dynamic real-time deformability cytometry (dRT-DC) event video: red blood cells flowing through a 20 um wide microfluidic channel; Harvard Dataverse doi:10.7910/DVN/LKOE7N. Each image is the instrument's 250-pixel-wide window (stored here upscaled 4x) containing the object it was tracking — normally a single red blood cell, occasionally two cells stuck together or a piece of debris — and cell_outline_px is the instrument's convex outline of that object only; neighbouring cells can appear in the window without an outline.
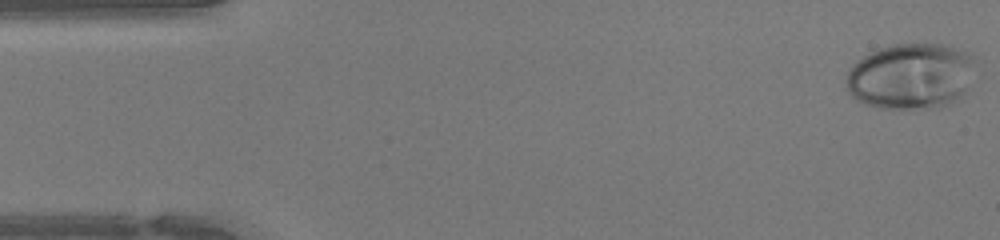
{"species": "human", "species_latin": "Homo sapiens", "temperature_condition": "warm", "stored_images_in_passage": 47, "camera_frame_rate_fps": 3000, "um_per_image_px": 0.085, "donor": {"sex": "female"}, "frame": {"image": 1, "passage_image": 1, "time_ms": 0.0, "image_size_px": [1000, 240], "cell_outline_px": [[976, 60], [964, 92], [952, 104], [940, 108], [880, 108], [864, 104], [856, 100], [848, 92], [848, 72], [852, 64], [864, 56], [880, 48], [892, 44], [944, 44], [968, 52], [976, 56]], "centroid_in_image_um": [77.44, 6.48], "position_along_channel_um": 7.6, "area_um2": 49.65}}
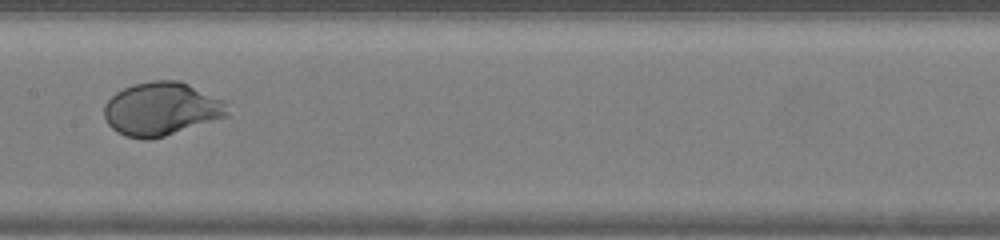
{"frame": {"image": 2, "passage_image": 23, "time_ms": 7.333, "image_size_px": [1000, 240], "cell_outline_px": [[228, 116], [164, 136], [148, 140], [144, 140], [124, 136], [116, 132], [108, 124], [104, 116], [104, 104], [116, 92], [132, 84], [152, 80], [180, 80], [224, 100], [228, 104]], "centroid_in_image_um": [13.71, 9.26], "position_along_channel_um": 193.7, "area_um2": 38.55}}
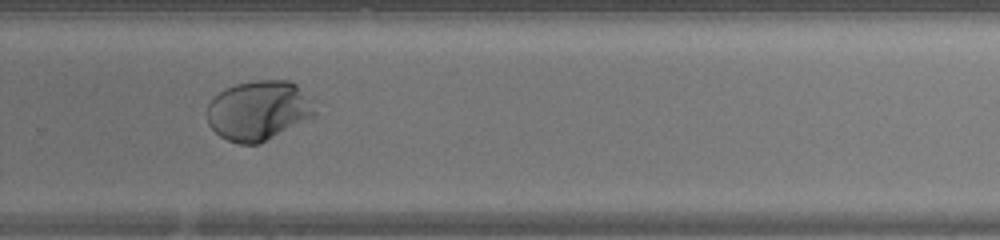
{"frame": {"image": 3, "passage_image": 31, "time_ms": 10.0, "image_size_px": [1000, 240], "cell_outline_px": [[316, 116], [260, 144], [240, 144], [228, 140], [220, 136], [208, 124], [208, 104], [220, 92], [236, 84], [252, 80], [288, 80], [296, 84], [316, 112]], "centroid_in_image_um": [21.96, 9.41], "position_along_channel_um": 307.8, "area_um2": 37.11}, "authors_computed_cell_mechanics": {"area_um2": 40.0554, "velocity_mm_per_s": 4.3023, "shape_relaxation_time_tau1_ms": 3.1679, "shape_relaxation_time_tau2_ms": null, "deformation_change_tau1": 0.1895, "deformation_change_tau2": null}}